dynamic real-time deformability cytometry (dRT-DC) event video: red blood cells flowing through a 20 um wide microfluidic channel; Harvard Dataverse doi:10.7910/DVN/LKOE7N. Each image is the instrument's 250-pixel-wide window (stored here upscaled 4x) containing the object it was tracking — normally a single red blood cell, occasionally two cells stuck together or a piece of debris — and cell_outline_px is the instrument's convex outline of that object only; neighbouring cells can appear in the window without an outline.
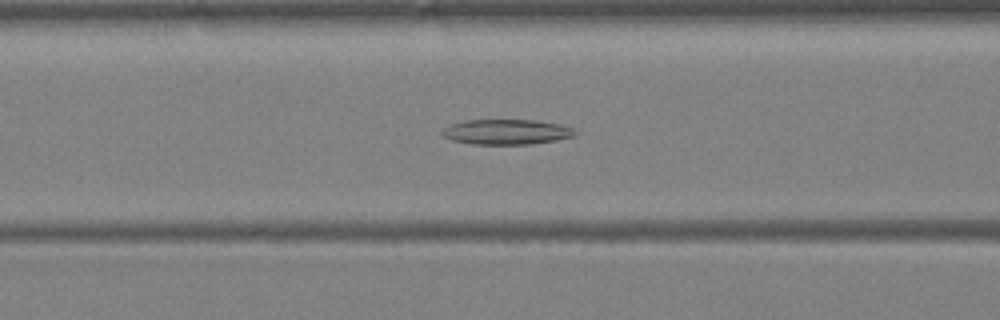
{"species": "Egyptian fruit bat (a non-hibernating species)", "species_latin": "Rousettus aegyptiacus", "temperature_condition": "warm", "stored_images_in_passage": 39, "camera_frame_rate_fps": 3000, "um_per_image_px": 0.085, "animal": {"sex": "female"}, "frame": {"image": 1, "passage_image": 16, "time_ms": 5.0, "image_size_px": [1000, 320], "cell_outline_px": [[580, 132], [576, 136], [556, 140], [532, 144], [472, 144], [452, 140], [444, 136], [440, 132], [444, 128], [452, 124], [464, 120], [536, 120], [560, 124], [572, 128]], "centroid_in_image_um": [43.1, 11.21], "position_along_channel_um": 123.5, "area_um2": 19.59}}
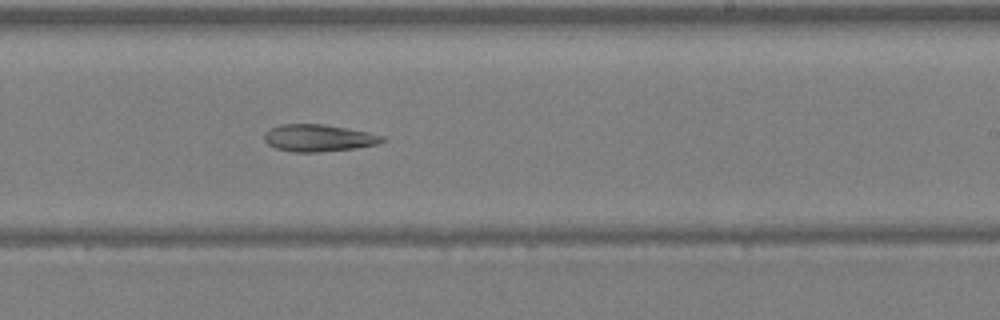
{"frame": {"image": 2, "passage_image": 24, "time_ms": 7.667, "image_size_px": [1000, 320], "cell_outline_px": [[388, 140], [376, 144], [352, 148], [316, 152], [292, 152], [276, 148], [268, 144], [264, 140], [264, 132], [268, 128], [284, 124], [324, 124], [348, 128], [368, 132], [384, 136]], "centroid_in_image_um": [27.05, 11.72], "position_along_channel_um": 261.9, "area_um2": 18.61}}
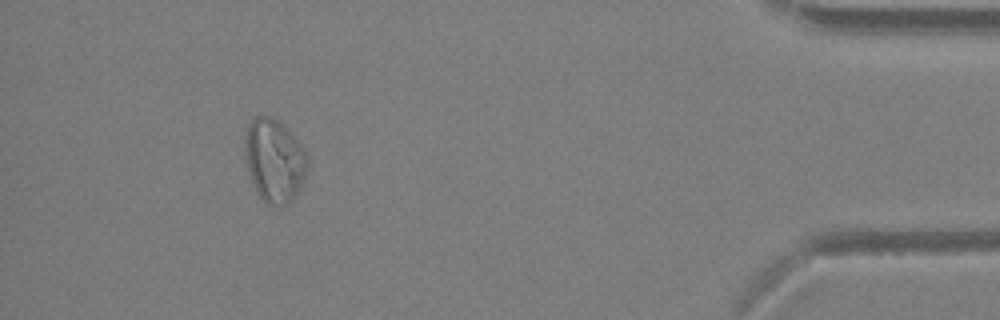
{"frame": {"image": 3, "passage_image": 36, "time_ms": 11.667, "image_size_px": [1000, 320], "cell_outline_px": [[308, 164], [300, 188], [284, 204], [268, 204], [256, 192], [248, 172], [244, 144], [244, 136], [248, 124], [256, 116], [268, 116], [276, 120], [300, 144], [308, 156]], "centroid_in_image_um": [23.28, 13.62], "position_along_channel_um": 411.9, "area_um2": 29.54}}